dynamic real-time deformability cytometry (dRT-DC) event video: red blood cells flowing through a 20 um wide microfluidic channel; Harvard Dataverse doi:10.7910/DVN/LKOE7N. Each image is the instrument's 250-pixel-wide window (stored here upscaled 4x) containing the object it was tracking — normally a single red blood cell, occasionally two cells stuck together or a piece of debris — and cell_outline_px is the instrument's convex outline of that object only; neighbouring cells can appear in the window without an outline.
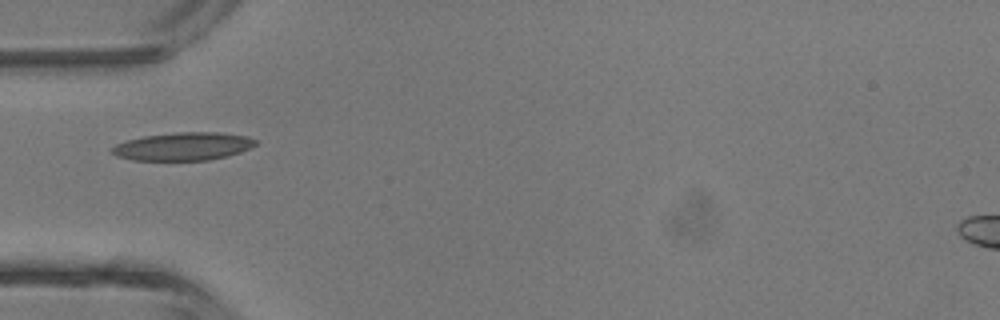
{"species": "common noctule bat (a hibernating species)", "species_latin": "Nyctalus noctula", "temperature_condition": "room temperature", "stored_images_in_passage": 2, "camera_frame_rate_fps": 3000, "um_per_image_px": 0.085, "animal": {"sex": "male", "body_mass_g": 13.3}, "frame": {"image": 1, "passage_image": 1, "time_ms": 0.0, "image_size_px": [1000, 320], "cell_outline_px": [[256, 144], [240, 152], [228, 156], [208, 160], [132, 160], [116, 156], [112, 152], [112, 148], [116, 144], [128, 140], [144, 136], [176, 132], [220, 132], [248, 136], [256, 140]], "centroid_in_image_um": [15.58, 12.44], "position_along_channel_um": 69.4, "area_um2": 23.35}}
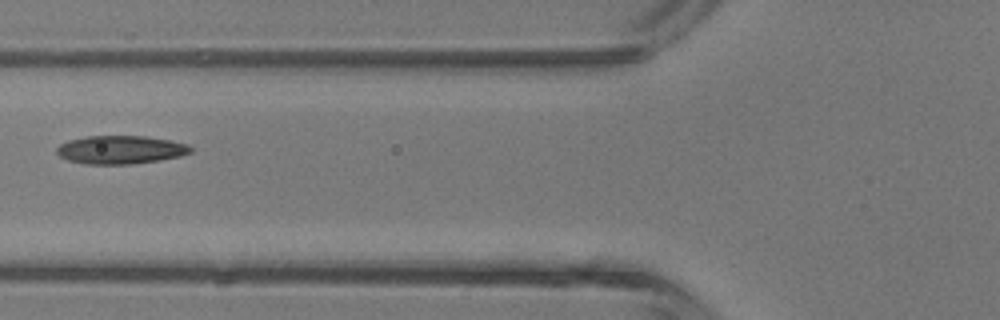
{"frame": {"image": 2, "passage_image": 2, "time_ms": 1.0, "image_size_px": [1000, 320], "cell_outline_px": [[192, 152], [180, 156], [160, 160], [132, 164], [84, 164], [68, 160], [60, 156], [56, 152], [56, 148], [60, 144], [68, 140], [88, 136], [144, 136], [168, 140], [188, 144], [192, 148]], "centroid_in_image_um": [10.24, 12.73], "position_along_channel_um": 115.6, "area_um2": 22.08}}